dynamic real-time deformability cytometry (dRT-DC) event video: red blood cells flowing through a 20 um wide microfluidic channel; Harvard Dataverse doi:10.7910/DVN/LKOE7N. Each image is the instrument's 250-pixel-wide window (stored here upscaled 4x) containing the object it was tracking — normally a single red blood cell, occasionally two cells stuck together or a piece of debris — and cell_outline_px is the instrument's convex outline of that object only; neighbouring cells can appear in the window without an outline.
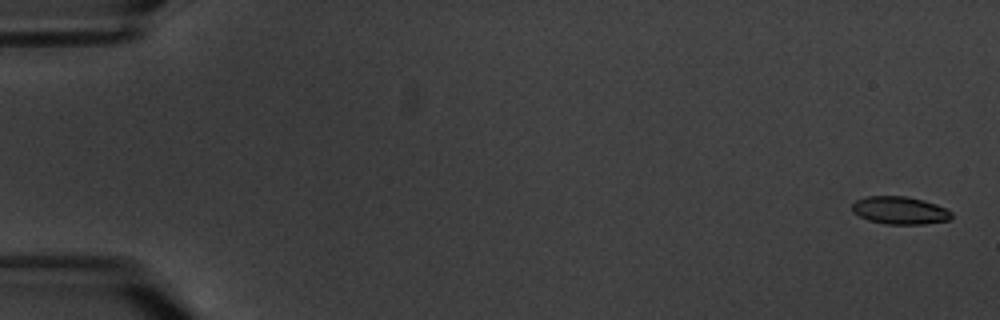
{"species": "common noctule bat (a hibernating species)", "species_latin": "Nyctalus noctula", "temperature_condition": "warm", "stored_images_in_passage": 6, "camera_frame_rate_fps": 3000, "um_per_image_px": 0.085, "animal": {"sex": "male", "body_mass_g": 20.1, "forearm_length_mm": 53.5}, "frame": {"image": 1, "passage_image": 1, "time_ms": 0.0, "image_size_px": [1000, 320], "cell_outline_px": [[952, 216], [948, 220], [924, 224], [884, 224], [868, 220], [852, 212], [852, 204], [856, 200], [868, 196], [904, 196], [924, 200], [936, 204], [952, 212]], "centroid_in_image_um": [76.47, 17.88], "position_along_channel_um": 8.5, "area_um2": 16.01}}